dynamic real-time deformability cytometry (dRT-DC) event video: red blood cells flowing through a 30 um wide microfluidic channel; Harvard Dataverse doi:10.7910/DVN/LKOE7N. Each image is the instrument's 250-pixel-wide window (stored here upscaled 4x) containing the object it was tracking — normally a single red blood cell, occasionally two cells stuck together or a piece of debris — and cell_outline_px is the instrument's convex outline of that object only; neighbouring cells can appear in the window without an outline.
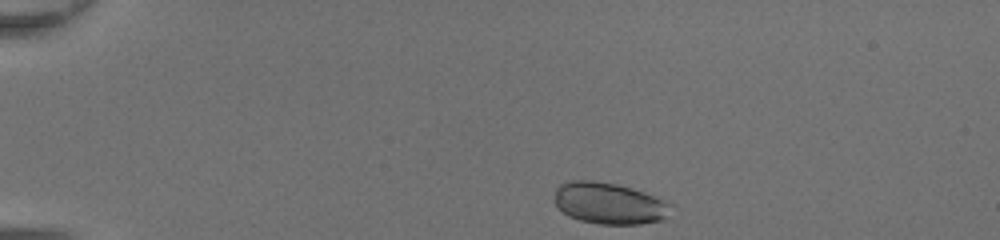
{"species": "common noctule bat (a hibernating species)", "species_latin": "Nyctalus noctula", "temperature_condition": "room temperature", "stored_images_in_passage": 39, "camera_frame_rate_fps": 3000, "um_per_image_px": 0.085, "animal": {"sex": "female", "body_mass_g": 20.0, "forearm_length_mm": 54.0}, "frame": {"image": 1, "passage_image": 1, "time_ms": 0.0, "image_size_px": [1000, 240], "cell_outline_px": [[672, 204], [664, 216], [660, 220], [640, 224], [600, 224], [580, 220], [568, 216], [556, 204], [556, 188], [560, 184], [572, 180], [592, 180], [616, 184], [632, 188], [668, 200]], "centroid_in_image_um": [51.78, 17.27], "position_along_channel_um": 33.2, "area_um2": 27.92}}
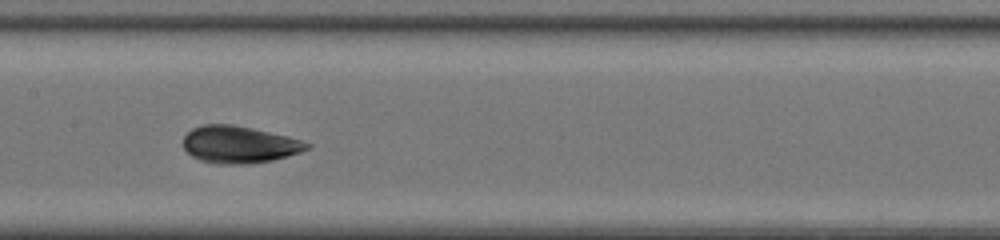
{"frame": {"image": 2, "passage_image": 17, "time_ms": 5.333, "image_size_px": [1000, 240], "cell_outline_px": [[312, 148], [288, 156], [272, 160], [248, 164], [216, 164], [200, 160], [192, 156], [184, 148], [184, 136], [192, 128], [204, 124], [232, 124], [252, 128], [288, 136], [312, 144]], "centroid_in_image_um": [20.35, 12.29], "position_along_channel_um": 187.1, "area_um2": 26.82}}
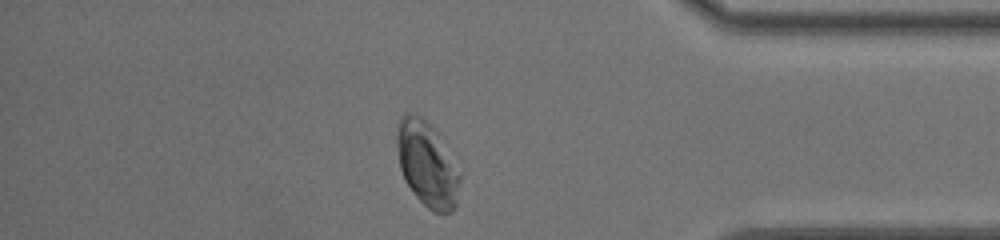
{"frame": {"image": 3, "passage_image": 33, "time_ms": 10.667, "image_size_px": [1000, 240], "cell_outline_px": [[460, 180], [456, 204], [452, 212], [432, 212], [416, 196], [404, 180], [400, 168], [396, 144], [396, 128], [400, 116], [408, 112], [412, 112], [420, 116], [436, 128], [460, 176]], "centroid_in_image_um": [36.26, 13.91], "position_along_channel_um": 398.9, "area_um2": 31.21}, "authors_computed_cell_mechanics": {"area_um2": 27.455, "velocity_mm_per_s": 4.3669, "shape_relaxation_time_tau1_ms": 3.315, "shape_relaxation_time_tau2_ms": null, "deformation_change_tau1": 0.1252, "deformation_change_tau2": null}}